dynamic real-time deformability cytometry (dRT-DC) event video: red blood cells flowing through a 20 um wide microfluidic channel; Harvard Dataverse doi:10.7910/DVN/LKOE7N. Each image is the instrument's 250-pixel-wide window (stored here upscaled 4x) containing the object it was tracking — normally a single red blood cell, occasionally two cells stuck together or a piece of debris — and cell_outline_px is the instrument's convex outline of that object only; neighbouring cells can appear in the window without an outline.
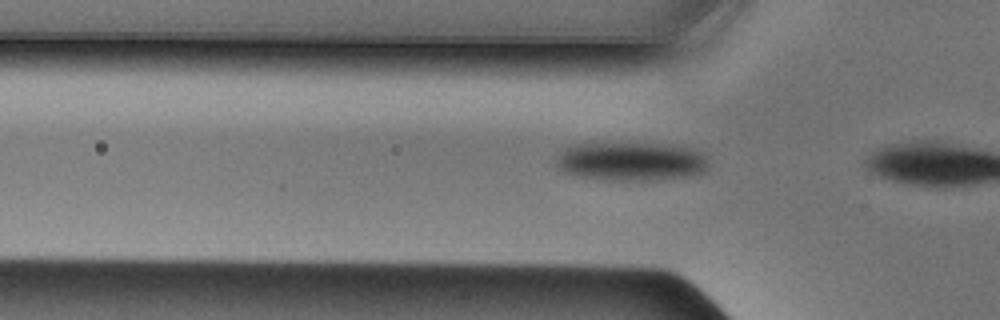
{"species": "Egyptian fruit bat (a non-hibernating species)", "species_latin": "Rousettus aegyptiacus", "temperature_condition": "cold", "stored_images_in_passage": 12, "camera_frame_rate_fps": 3000, "um_per_image_px": 0.085, "animal": {"sex": "male"}, "frame": {"image": 1, "passage_image": 11, "time_ms": 3.333, "image_size_px": [1000, 320], "cell_outline_px": [[708, 168], [704, 172], [692, 176], [656, 180], [612, 180], [576, 176], [564, 172], [556, 164], [556, 160], [560, 152], [564, 148], [576, 144], [664, 144], [692, 148], [700, 152], [708, 160]], "centroid_in_image_um": [53.67, 13.73], "position_along_channel_um": 72.1, "area_um2": 34.33}}